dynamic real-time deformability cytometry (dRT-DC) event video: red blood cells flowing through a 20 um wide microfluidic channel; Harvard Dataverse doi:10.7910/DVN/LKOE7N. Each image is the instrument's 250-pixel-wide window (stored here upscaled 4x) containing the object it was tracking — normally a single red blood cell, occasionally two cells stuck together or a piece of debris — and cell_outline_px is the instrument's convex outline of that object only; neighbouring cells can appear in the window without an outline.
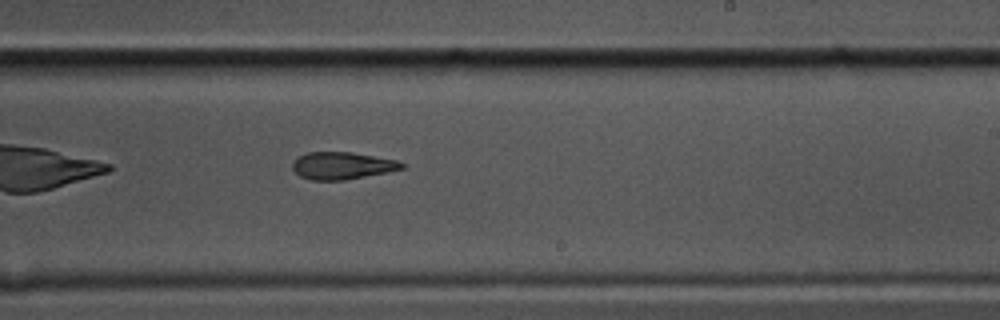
{"species": "common noctule bat (a hibernating species)", "species_latin": "Nyctalus noctula", "temperature_condition": "cold", "stored_images_in_passage": 42, "segment_of_instrument_passage": [1, 2], "camera_frame_rate_fps": 3000, "um_per_image_px": 0.085, "animal": {"sex": "male", "body_mass_g": 17.5, "forearm_length_mm": 52.3}, "frame": {"image": 1, "passage_image": 19, "time_ms": 6.0, "image_size_px": [1000, 320], "cell_outline_px": [[404, 168], [388, 172], [344, 180], [312, 180], [300, 176], [292, 168], [292, 164], [300, 156], [308, 152], [352, 152], [396, 160], [404, 164]], "centroid_in_image_um": [29.09, 14.08], "position_along_channel_um": 259.9, "area_um2": 17.17}}